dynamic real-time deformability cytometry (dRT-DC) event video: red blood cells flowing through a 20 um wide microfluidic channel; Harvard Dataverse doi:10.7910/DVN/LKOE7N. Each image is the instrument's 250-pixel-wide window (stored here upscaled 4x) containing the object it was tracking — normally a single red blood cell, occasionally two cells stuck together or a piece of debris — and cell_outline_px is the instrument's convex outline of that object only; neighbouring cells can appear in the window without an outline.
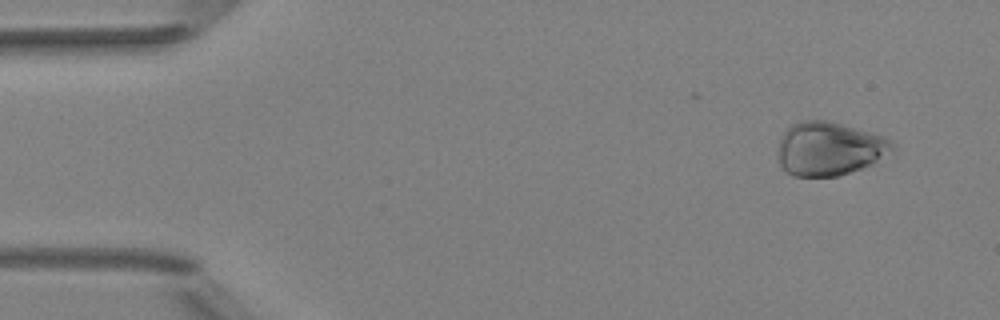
{"species": "Egyptian fruit bat (a non-hibernating species)", "species_latin": "Rousettus aegyptiacus", "temperature_condition": "room temperature", "stored_images_in_passage": 3, "camera_frame_rate_fps": 3000, "um_per_image_px": 0.085, "animal": {"sex": "female"}, "frame": {"image": 1, "passage_image": 1, "time_ms": 0.0, "image_size_px": [1000, 320], "cell_outline_px": [[896, 148], [872, 164], [840, 176], [792, 176], [780, 164], [776, 156], [780, 140], [784, 132], [792, 124], [804, 120], [824, 120], [840, 124], [884, 136], [892, 140], [896, 144]], "centroid_in_image_um": [70.49, 12.65], "position_along_channel_um": 14.5, "area_um2": 35.72}}